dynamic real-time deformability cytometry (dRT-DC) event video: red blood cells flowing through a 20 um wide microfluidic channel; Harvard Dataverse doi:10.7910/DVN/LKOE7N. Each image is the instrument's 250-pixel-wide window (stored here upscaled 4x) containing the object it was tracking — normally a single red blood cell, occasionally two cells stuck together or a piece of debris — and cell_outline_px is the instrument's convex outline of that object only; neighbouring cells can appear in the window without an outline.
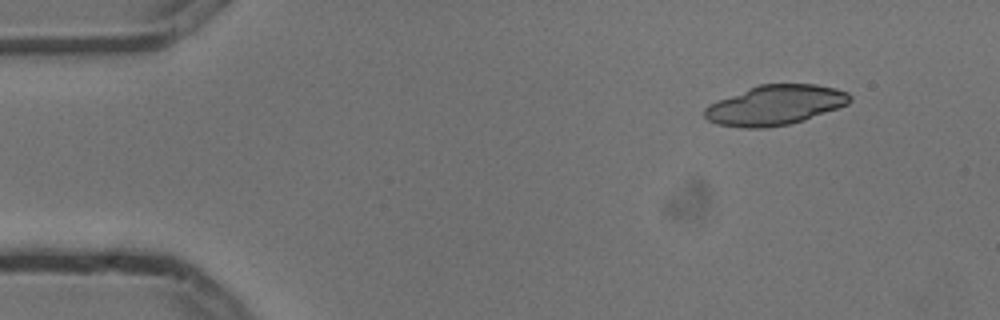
{"species": "common noctule bat (a hibernating species)", "species_latin": "Nyctalus noctula", "temperature_condition": "cold", "stored_images_in_passage": 5, "camera_frame_rate_fps": 3000, "um_per_image_px": 0.085, "animal": {"sex": "male", "body_mass_g": 13.3}, "frame": {"image": 1, "passage_image": 1, "time_ms": 0.0, "image_size_px": [1000, 320], "cell_outline_px": [[852, 100], [848, 104], [804, 120], [788, 124], [768, 128], [744, 128], [716, 124], [708, 120], [704, 116], [704, 108], [708, 104], [748, 88], [760, 84], [816, 84], [836, 88], [848, 92], [852, 96]], "centroid_in_image_um": [65.89, 8.94], "position_along_channel_um": 19.1, "area_um2": 33.81}}